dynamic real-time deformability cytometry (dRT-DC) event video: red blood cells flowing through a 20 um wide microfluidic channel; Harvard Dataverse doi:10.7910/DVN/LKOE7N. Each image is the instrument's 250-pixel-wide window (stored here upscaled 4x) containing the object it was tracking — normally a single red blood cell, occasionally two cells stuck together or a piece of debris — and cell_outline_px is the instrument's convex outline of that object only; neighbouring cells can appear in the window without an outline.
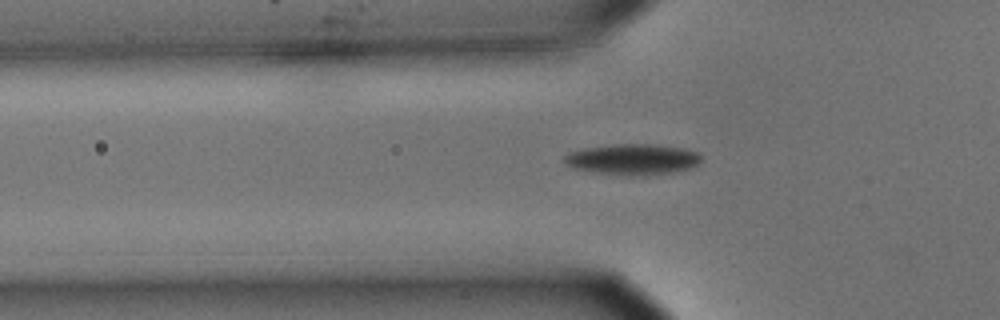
{"species": "common noctule bat (a hibernating species)", "species_latin": "Nyctalus noctula", "temperature_condition": "cold", "stored_images_in_passage": 38, "camera_frame_rate_fps": 3000, "um_per_image_px": 0.085, "animal": {"sex": "male", "body_mass_g": 15.6}, "frame": {"image": 1, "passage_image": 3, "time_ms": 0.667, "image_size_px": [1000, 320], "cell_outline_px": [[700, 164], [688, 168], [672, 172], [648, 176], [628, 176], [596, 172], [572, 168], [564, 160], [564, 156], [568, 152], [584, 148], [616, 144], [656, 144], [684, 148], [696, 152], [700, 156]], "centroid_in_image_um": [53.78, 13.55], "position_along_channel_um": 72.0, "area_um2": 24.68}}
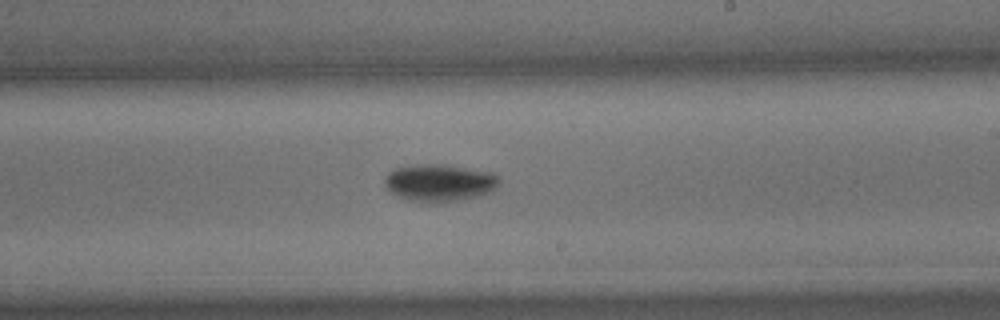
{"frame": {"image": 2, "passage_image": 18, "time_ms": 5.667, "image_size_px": [1000, 320], "cell_outline_px": [[500, 180], [496, 188], [492, 192], [464, 200], [428, 204], [404, 200], [392, 192], [384, 184], [384, 176], [388, 172], [396, 168], [420, 164], [448, 164], [492, 172], [500, 176]], "centroid_in_image_um": [37.38, 15.55], "position_along_channel_um": 251.6, "area_um2": 25.61}}
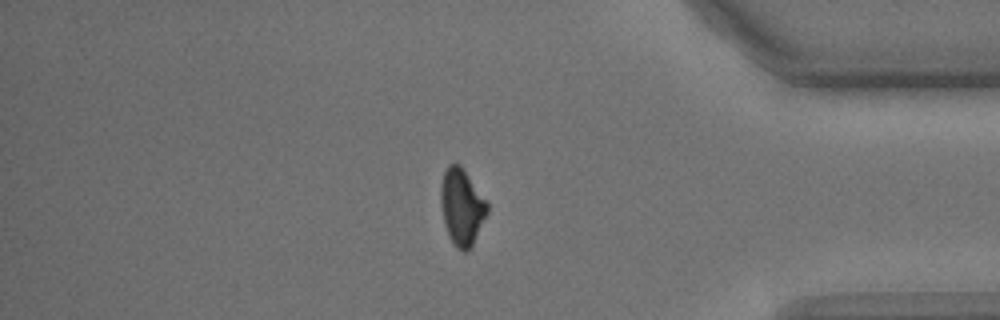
{"frame": {"image": 3, "passage_image": 32, "time_ms": 10.333, "image_size_px": [1000, 320], "cell_outline_px": [[488, 212], [468, 252], [464, 252], [456, 248], [452, 244], [448, 236], [444, 224], [440, 204], [440, 188], [444, 172], [448, 164], [460, 164], [464, 168], [488, 200]], "centroid_in_image_um": [39.25, 17.57], "position_along_channel_um": 395.9, "area_um2": 21.15}}